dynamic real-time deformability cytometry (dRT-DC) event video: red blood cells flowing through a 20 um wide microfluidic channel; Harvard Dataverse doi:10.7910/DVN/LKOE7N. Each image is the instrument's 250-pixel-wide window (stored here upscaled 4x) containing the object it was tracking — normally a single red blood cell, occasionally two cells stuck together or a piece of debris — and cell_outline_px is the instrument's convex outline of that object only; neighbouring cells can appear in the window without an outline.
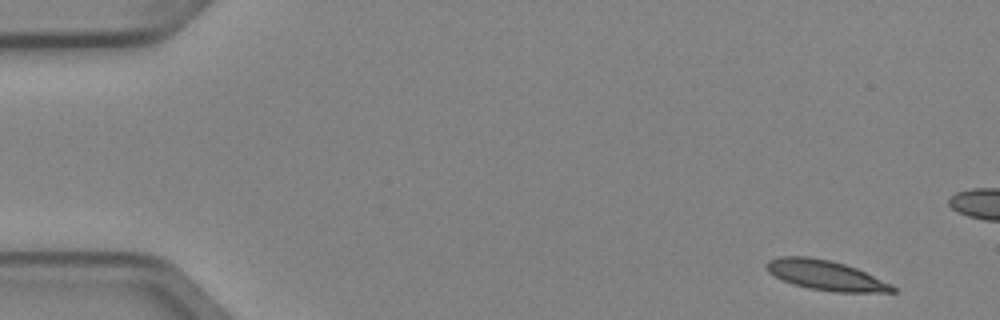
{"species": "Egyptian fruit bat (a non-hibernating species)", "species_latin": "Rousettus aegyptiacus", "temperature_condition": "cold", "stored_images_in_passage": 5, "camera_frame_rate_fps": 3000, "um_per_image_px": 0.085, "animal": {"sex": "female"}, "frame": {"image": 1, "passage_image": 1, "time_ms": 0.0, "image_size_px": [1000, 320], "cell_outline_px": [[896, 292], [832, 292], [808, 288], [792, 284], [768, 272], [764, 264], [768, 260], [780, 256], [808, 256], [828, 260], [844, 264], [856, 268], [892, 284], [896, 288]], "centroid_in_image_um": [70.16, 23.4], "position_along_channel_um": 14.8, "area_um2": 21.91}}